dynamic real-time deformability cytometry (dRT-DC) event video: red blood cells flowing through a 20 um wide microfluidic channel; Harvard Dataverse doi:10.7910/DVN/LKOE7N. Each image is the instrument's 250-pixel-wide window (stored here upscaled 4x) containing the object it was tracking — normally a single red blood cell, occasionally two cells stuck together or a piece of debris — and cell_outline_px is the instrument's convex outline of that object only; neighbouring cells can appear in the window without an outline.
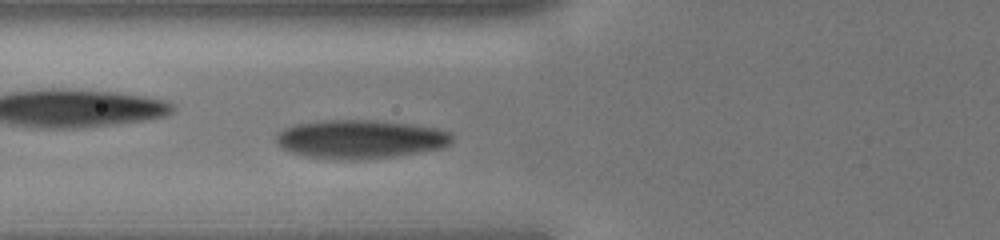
{"species": "human", "species_latin": "Homo sapiens", "temperature_condition": "cold", "stored_images_in_passage": 32, "camera_frame_rate_fps": 3000, "um_per_image_px": 0.085, "donor": {"sex": "male"}, "frame": {"image": 1, "passage_image": 8, "time_ms": 2.333, "image_size_px": [1000, 240], "cell_outline_px": [[452, 140], [444, 148], [420, 152], [392, 156], [352, 160], [304, 156], [280, 148], [276, 144], [276, 132], [284, 128], [296, 124], [328, 120], [372, 120], [408, 124], [436, 128], [452, 132]], "centroid_in_image_um": [30.6, 11.83], "position_along_channel_um": 95.2, "area_um2": 39.48}}
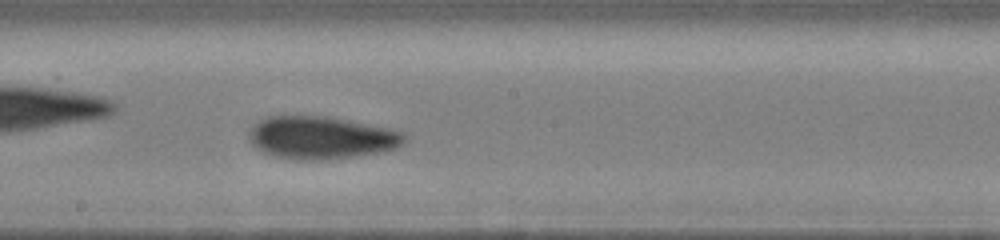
{"frame": {"image": 2, "passage_image": 16, "time_ms": 5.0, "image_size_px": [1000, 240], "cell_outline_px": [[408, 140], [396, 148], [384, 152], [328, 160], [296, 160], [272, 156], [260, 152], [252, 144], [248, 136], [248, 132], [260, 120], [268, 116], [328, 116], [392, 128], [400, 132]], "centroid_in_image_um": [27.31, 11.71], "position_along_channel_um": 220.9, "area_um2": 39.13}}
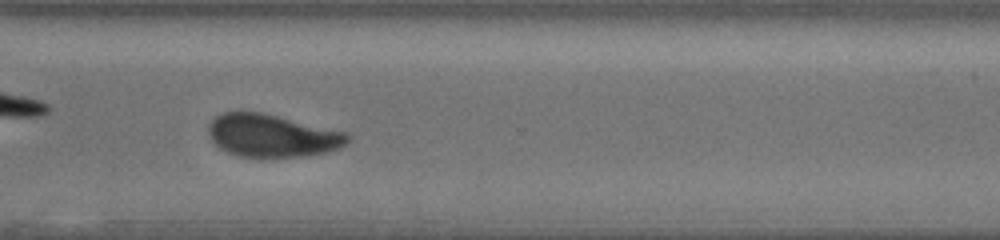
{"frame": {"image": 3, "passage_image": 24, "time_ms": 7.667, "image_size_px": [1000, 240], "cell_outline_px": [[352, 140], [340, 148], [324, 152], [300, 156], [240, 156], [228, 152], [220, 148], [212, 140], [208, 132], [208, 124], [216, 116], [224, 112], [260, 112], [348, 132], [352, 136]], "centroid_in_image_um": [23.16, 11.51], "position_along_channel_um": 347.4, "area_um2": 34.33}}